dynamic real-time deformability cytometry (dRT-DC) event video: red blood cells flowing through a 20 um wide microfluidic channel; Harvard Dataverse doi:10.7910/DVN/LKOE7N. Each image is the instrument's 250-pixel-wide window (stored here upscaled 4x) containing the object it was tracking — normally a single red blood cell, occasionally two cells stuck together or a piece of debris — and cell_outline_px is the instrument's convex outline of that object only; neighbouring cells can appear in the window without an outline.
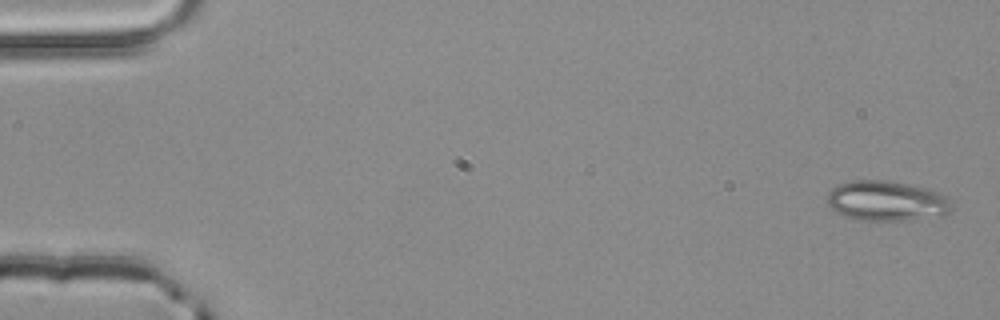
{"species": "common noctule bat (a hibernating species)", "species_latin": "Nyctalus noctula", "temperature_condition": "room temperature", "stored_images_in_passage": 4, "camera_frame_rate_fps": 3000, "um_per_image_px": 0.085, "animal": {"sex": "male", "body_mass_g": 20.4}, "frame": {"image": 1, "passage_image": 1, "time_ms": 0.0, "image_size_px": [1000, 320], "cell_outline_px": [[952, 208], [948, 212], [940, 216], [904, 220], [864, 220], [848, 216], [836, 212], [828, 204], [828, 192], [836, 184], [852, 180], [888, 180], [924, 188], [948, 196], [952, 204]], "centroid_in_image_um": [75.36, 17.06], "position_along_channel_um": 9.6, "area_um2": 28.84}}